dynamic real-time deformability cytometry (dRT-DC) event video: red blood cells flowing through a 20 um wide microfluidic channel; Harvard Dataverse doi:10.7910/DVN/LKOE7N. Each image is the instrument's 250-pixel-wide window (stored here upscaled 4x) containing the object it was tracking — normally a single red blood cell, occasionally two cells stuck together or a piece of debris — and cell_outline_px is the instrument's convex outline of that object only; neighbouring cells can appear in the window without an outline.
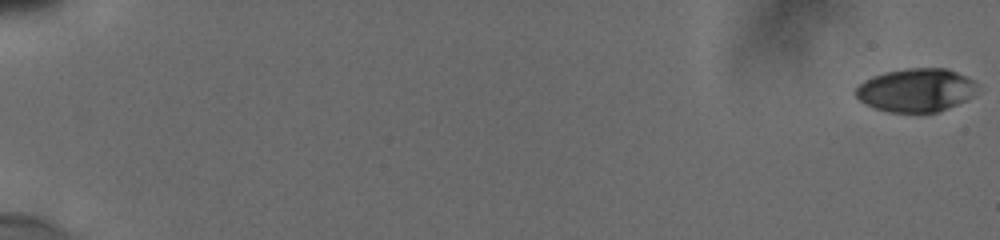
{"species": "human", "species_latin": "Homo sapiens", "temperature_condition": "cold", "stored_images_in_passage": 51, "camera_frame_rate_fps": 3000, "um_per_image_px": 0.085, "donor": {"sex": "male"}, "frame": {"image": 1, "passage_image": 1, "time_ms": 0.0, "image_size_px": [1000, 240], "cell_outline_px": [[976, 84], [972, 96], [948, 108], [936, 112], [888, 112], [864, 104], [852, 92], [864, 80], [872, 76], [884, 72], [908, 68], [948, 68], [972, 80]], "centroid_in_image_um": [77.79, 7.65], "position_along_channel_um": 7.2, "area_um2": 30.52}}
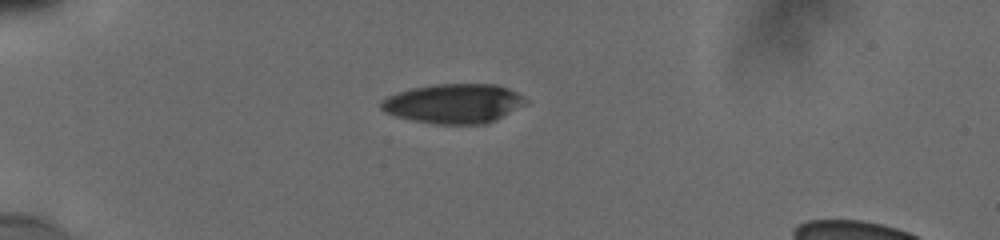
{"frame": {"image": 2, "passage_image": 43, "time_ms": 5.667, "image_size_px": [1000, 240], "cell_outline_px": [[528, 104], [484, 124], [436, 124], [412, 120], [396, 116], [384, 112], [380, 108], [380, 100], [388, 96], [412, 88], [432, 84], [496, 84], [508, 88], [516, 92], [528, 100]], "centroid_in_image_um": [38.56, 8.79], "position_along_channel_um": 46.4, "area_um2": 33.23}}